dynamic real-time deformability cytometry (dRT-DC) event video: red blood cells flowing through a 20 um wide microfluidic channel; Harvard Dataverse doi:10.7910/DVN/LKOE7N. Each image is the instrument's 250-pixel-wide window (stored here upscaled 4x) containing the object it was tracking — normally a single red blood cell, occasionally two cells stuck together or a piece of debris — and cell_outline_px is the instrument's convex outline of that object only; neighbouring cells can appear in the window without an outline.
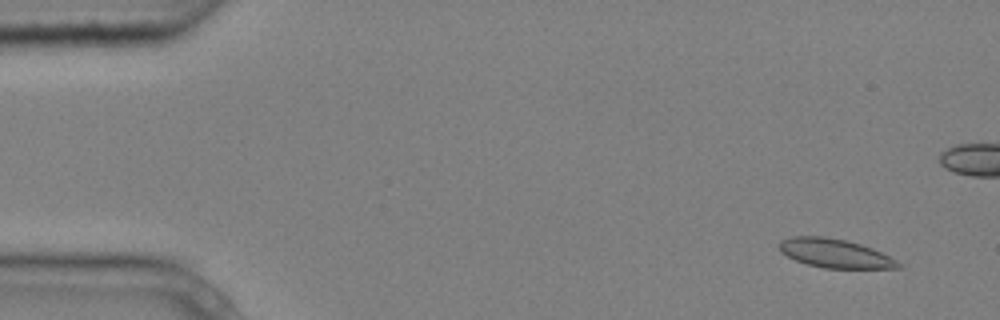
{"species": "common noctule bat (a hibernating species)", "species_latin": "Nyctalus noctula", "temperature_condition": "cold", "stored_images_in_passage": 6, "camera_frame_rate_fps": 3000, "um_per_image_px": 0.085, "animal": {"sex": "male", "body_mass_g": 20.4}, "frame": {"image": 1, "passage_image": 2, "time_ms": 0.333, "image_size_px": [1000, 320], "cell_outline_px": [[904, 268], [824, 268], [808, 264], [796, 260], [780, 252], [776, 244], [780, 240], [792, 236], [824, 236], [844, 240], [860, 244], [872, 248], [904, 264]], "centroid_in_image_um": [70.95, 21.53], "position_along_channel_um": 14.1, "area_um2": 20.06}}